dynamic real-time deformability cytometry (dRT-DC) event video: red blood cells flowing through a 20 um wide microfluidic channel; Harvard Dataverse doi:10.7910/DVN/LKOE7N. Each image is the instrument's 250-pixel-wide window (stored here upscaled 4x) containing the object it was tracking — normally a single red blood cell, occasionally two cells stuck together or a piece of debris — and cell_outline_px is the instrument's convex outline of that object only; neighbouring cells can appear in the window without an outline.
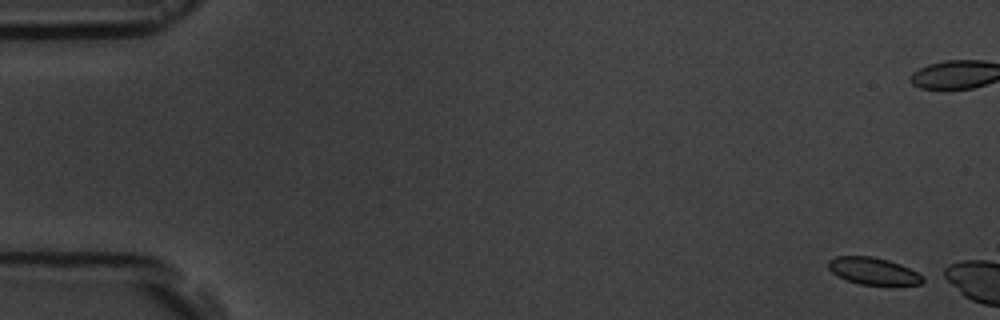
{"species": "common noctule bat (a hibernating species)", "species_latin": "Nyctalus noctula", "temperature_condition": "room temperature", "stored_images_in_passage": 2, "camera_frame_rate_fps": 3000, "um_per_image_px": 0.085, "animal": {"sex": "male", "body_mass_g": 19.5, "forearm_length_mm": 54.6}, "frame": {"image": 1, "passage_image": 1, "time_ms": 0.0, "image_size_px": [1000, 320], "cell_outline_px": [[924, 280], [920, 284], [860, 284], [848, 280], [832, 272], [828, 268], [828, 260], [836, 256], [872, 256], [888, 260], [900, 264], [924, 276]], "centroid_in_image_um": [74.21, 23.02], "position_along_channel_um": 10.8, "area_um2": 14.57}}